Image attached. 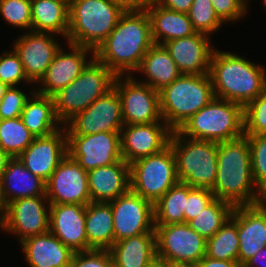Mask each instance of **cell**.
I'll return each instance as SVG.
<instances>
[{"mask_svg": "<svg viewBox=\"0 0 266 267\" xmlns=\"http://www.w3.org/2000/svg\"><path fill=\"white\" fill-rule=\"evenodd\" d=\"M154 44L146 10L125 11L109 36L96 48L94 57L117 76L132 75Z\"/></svg>", "mask_w": 266, "mask_h": 267, "instance_id": "6da1fadb", "label": "cell"}, {"mask_svg": "<svg viewBox=\"0 0 266 267\" xmlns=\"http://www.w3.org/2000/svg\"><path fill=\"white\" fill-rule=\"evenodd\" d=\"M211 191L215 198L233 207L252 206L266 200L253 181L247 135L218 142L217 178Z\"/></svg>", "mask_w": 266, "mask_h": 267, "instance_id": "7a4b0ae2", "label": "cell"}, {"mask_svg": "<svg viewBox=\"0 0 266 267\" xmlns=\"http://www.w3.org/2000/svg\"><path fill=\"white\" fill-rule=\"evenodd\" d=\"M209 75L215 97L243 107L255 100L266 86V71L262 65L216 48L211 56Z\"/></svg>", "mask_w": 266, "mask_h": 267, "instance_id": "3957f363", "label": "cell"}, {"mask_svg": "<svg viewBox=\"0 0 266 267\" xmlns=\"http://www.w3.org/2000/svg\"><path fill=\"white\" fill-rule=\"evenodd\" d=\"M215 97L209 73L181 74L159 91L162 119L173 130H179L195 113Z\"/></svg>", "mask_w": 266, "mask_h": 267, "instance_id": "277c9868", "label": "cell"}, {"mask_svg": "<svg viewBox=\"0 0 266 267\" xmlns=\"http://www.w3.org/2000/svg\"><path fill=\"white\" fill-rule=\"evenodd\" d=\"M117 75L92 55L81 74L52 95L55 113L63 126L76 114L114 88Z\"/></svg>", "mask_w": 266, "mask_h": 267, "instance_id": "5b68a950", "label": "cell"}, {"mask_svg": "<svg viewBox=\"0 0 266 267\" xmlns=\"http://www.w3.org/2000/svg\"><path fill=\"white\" fill-rule=\"evenodd\" d=\"M125 11L111 0H73L66 41L94 51L109 36Z\"/></svg>", "mask_w": 266, "mask_h": 267, "instance_id": "8992f818", "label": "cell"}, {"mask_svg": "<svg viewBox=\"0 0 266 267\" xmlns=\"http://www.w3.org/2000/svg\"><path fill=\"white\" fill-rule=\"evenodd\" d=\"M190 139L223 142L244 134V107L214 97L178 130Z\"/></svg>", "mask_w": 266, "mask_h": 267, "instance_id": "52a82bcc", "label": "cell"}, {"mask_svg": "<svg viewBox=\"0 0 266 267\" xmlns=\"http://www.w3.org/2000/svg\"><path fill=\"white\" fill-rule=\"evenodd\" d=\"M169 144L175 154L179 182L211 190L217 178L218 142L190 139L176 130Z\"/></svg>", "mask_w": 266, "mask_h": 267, "instance_id": "ba28073f", "label": "cell"}, {"mask_svg": "<svg viewBox=\"0 0 266 267\" xmlns=\"http://www.w3.org/2000/svg\"><path fill=\"white\" fill-rule=\"evenodd\" d=\"M130 166V190L155 203L179 182L176 158L170 144L158 153L140 158Z\"/></svg>", "mask_w": 266, "mask_h": 267, "instance_id": "9c48e42d", "label": "cell"}, {"mask_svg": "<svg viewBox=\"0 0 266 267\" xmlns=\"http://www.w3.org/2000/svg\"><path fill=\"white\" fill-rule=\"evenodd\" d=\"M124 76H117L114 83L121 99L124 125L165 122L160 112L159 91L137 81L133 75L123 79Z\"/></svg>", "mask_w": 266, "mask_h": 267, "instance_id": "30bf717a", "label": "cell"}, {"mask_svg": "<svg viewBox=\"0 0 266 267\" xmlns=\"http://www.w3.org/2000/svg\"><path fill=\"white\" fill-rule=\"evenodd\" d=\"M123 126L121 99L115 88L98 98L64 125L66 135L121 133Z\"/></svg>", "mask_w": 266, "mask_h": 267, "instance_id": "8fae6325", "label": "cell"}, {"mask_svg": "<svg viewBox=\"0 0 266 267\" xmlns=\"http://www.w3.org/2000/svg\"><path fill=\"white\" fill-rule=\"evenodd\" d=\"M68 155L86 171L121 161V135L99 132L90 135H67Z\"/></svg>", "mask_w": 266, "mask_h": 267, "instance_id": "7c38bea8", "label": "cell"}, {"mask_svg": "<svg viewBox=\"0 0 266 267\" xmlns=\"http://www.w3.org/2000/svg\"><path fill=\"white\" fill-rule=\"evenodd\" d=\"M157 257L169 262L198 263L206 252V239L187 223L155 225Z\"/></svg>", "mask_w": 266, "mask_h": 267, "instance_id": "4fadbf2b", "label": "cell"}, {"mask_svg": "<svg viewBox=\"0 0 266 267\" xmlns=\"http://www.w3.org/2000/svg\"><path fill=\"white\" fill-rule=\"evenodd\" d=\"M115 242L143 233H156L154 204L129 190L109 202Z\"/></svg>", "mask_w": 266, "mask_h": 267, "instance_id": "5bb4252c", "label": "cell"}, {"mask_svg": "<svg viewBox=\"0 0 266 267\" xmlns=\"http://www.w3.org/2000/svg\"><path fill=\"white\" fill-rule=\"evenodd\" d=\"M49 204H81L91 202L87 171L69 155L59 163L45 182Z\"/></svg>", "mask_w": 266, "mask_h": 267, "instance_id": "9a60e30c", "label": "cell"}, {"mask_svg": "<svg viewBox=\"0 0 266 267\" xmlns=\"http://www.w3.org/2000/svg\"><path fill=\"white\" fill-rule=\"evenodd\" d=\"M49 208L47 196L16 199L8 203L1 229L17 235L20 242L28 237L47 233L49 232Z\"/></svg>", "mask_w": 266, "mask_h": 267, "instance_id": "2e32d148", "label": "cell"}, {"mask_svg": "<svg viewBox=\"0 0 266 267\" xmlns=\"http://www.w3.org/2000/svg\"><path fill=\"white\" fill-rule=\"evenodd\" d=\"M172 132L166 122L124 125L120 133L123 160L131 164L160 152L169 145Z\"/></svg>", "mask_w": 266, "mask_h": 267, "instance_id": "e0dca14e", "label": "cell"}, {"mask_svg": "<svg viewBox=\"0 0 266 267\" xmlns=\"http://www.w3.org/2000/svg\"><path fill=\"white\" fill-rule=\"evenodd\" d=\"M59 129L44 137H35L33 142L17 157L33 174L45 182L59 163L68 155L67 135Z\"/></svg>", "mask_w": 266, "mask_h": 267, "instance_id": "ac0fdd59", "label": "cell"}, {"mask_svg": "<svg viewBox=\"0 0 266 267\" xmlns=\"http://www.w3.org/2000/svg\"><path fill=\"white\" fill-rule=\"evenodd\" d=\"M52 33L28 31L14 41V50L24 66L26 77L38 83L61 47Z\"/></svg>", "mask_w": 266, "mask_h": 267, "instance_id": "d6986e66", "label": "cell"}, {"mask_svg": "<svg viewBox=\"0 0 266 267\" xmlns=\"http://www.w3.org/2000/svg\"><path fill=\"white\" fill-rule=\"evenodd\" d=\"M68 46L71 49L69 53H64L65 51L61 47L58 49L45 75L39 81L42 85L41 88H37L36 92L52 96L58 90L65 88L81 74L90 62L87 60V54L92 52L94 55V50L89 47L69 42Z\"/></svg>", "mask_w": 266, "mask_h": 267, "instance_id": "ffe728a7", "label": "cell"}, {"mask_svg": "<svg viewBox=\"0 0 266 267\" xmlns=\"http://www.w3.org/2000/svg\"><path fill=\"white\" fill-rule=\"evenodd\" d=\"M49 232L73 252L93 250L85 230L86 206L81 204H49Z\"/></svg>", "mask_w": 266, "mask_h": 267, "instance_id": "44dd1931", "label": "cell"}, {"mask_svg": "<svg viewBox=\"0 0 266 267\" xmlns=\"http://www.w3.org/2000/svg\"><path fill=\"white\" fill-rule=\"evenodd\" d=\"M209 35L195 34L165 42L163 45L170 53L181 74L202 75L209 73L211 56L215 49L210 46Z\"/></svg>", "mask_w": 266, "mask_h": 267, "instance_id": "7402d4cb", "label": "cell"}, {"mask_svg": "<svg viewBox=\"0 0 266 267\" xmlns=\"http://www.w3.org/2000/svg\"><path fill=\"white\" fill-rule=\"evenodd\" d=\"M238 263L242 266L266 246V200L252 206H237Z\"/></svg>", "mask_w": 266, "mask_h": 267, "instance_id": "603a6c76", "label": "cell"}, {"mask_svg": "<svg viewBox=\"0 0 266 267\" xmlns=\"http://www.w3.org/2000/svg\"><path fill=\"white\" fill-rule=\"evenodd\" d=\"M91 202L109 203L130 190V166L123 159L87 171Z\"/></svg>", "mask_w": 266, "mask_h": 267, "instance_id": "cb8c5ba5", "label": "cell"}, {"mask_svg": "<svg viewBox=\"0 0 266 267\" xmlns=\"http://www.w3.org/2000/svg\"><path fill=\"white\" fill-rule=\"evenodd\" d=\"M29 267H69L74 252L51 232L20 242Z\"/></svg>", "mask_w": 266, "mask_h": 267, "instance_id": "d4e9b609", "label": "cell"}, {"mask_svg": "<svg viewBox=\"0 0 266 267\" xmlns=\"http://www.w3.org/2000/svg\"><path fill=\"white\" fill-rule=\"evenodd\" d=\"M146 11L151 21L154 44L163 45L167 41L189 37L196 33L186 13L165 8L156 1H153Z\"/></svg>", "mask_w": 266, "mask_h": 267, "instance_id": "484cf974", "label": "cell"}, {"mask_svg": "<svg viewBox=\"0 0 266 267\" xmlns=\"http://www.w3.org/2000/svg\"><path fill=\"white\" fill-rule=\"evenodd\" d=\"M114 267H147L157 256L156 233H143L115 242L109 249Z\"/></svg>", "mask_w": 266, "mask_h": 267, "instance_id": "4316f807", "label": "cell"}, {"mask_svg": "<svg viewBox=\"0 0 266 267\" xmlns=\"http://www.w3.org/2000/svg\"><path fill=\"white\" fill-rule=\"evenodd\" d=\"M1 182L7 203L19 198L46 196L45 181L29 171L17 157L8 161Z\"/></svg>", "mask_w": 266, "mask_h": 267, "instance_id": "83f0119b", "label": "cell"}, {"mask_svg": "<svg viewBox=\"0 0 266 267\" xmlns=\"http://www.w3.org/2000/svg\"><path fill=\"white\" fill-rule=\"evenodd\" d=\"M31 94L32 98L27 99L21 118L34 137L48 136L63 129L62 123L56 116L52 96L40 94L35 90Z\"/></svg>", "mask_w": 266, "mask_h": 267, "instance_id": "f1b7e54d", "label": "cell"}, {"mask_svg": "<svg viewBox=\"0 0 266 267\" xmlns=\"http://www.w3.org/2000/svg\"><path fill=\"white\" fill-rule=\"evenodd\" d=\"M136 71H141L140 73L148 78L142 83L157 91L171 84L181 75L168 50L160 44H153L150 47Z\"/></svg>", "mask_w": 266, "mask_h": 267, "instance_id": "f546056e", "label": "cell"}, {"mask_svg": "<svg viewBox=\"0 0 266 267\" xmlns=\"http://www.w3.org/2000/svg\"><path fill=\"white\" fill-rule=\"evenodd\" d=\"M85 230L92 249L108 250L115 243L110 203L90 202L86 205Z\"/></svg>", "mask_w": 266, "mask_h": 267, "instance_id": "4dcf8cb0", "label": "cell"}, {"mask_svg": "<svg viewBox=\"0 0 266 267\" xmlns=\"http://www.w3.org/2000/svg\"><path fill=\"white\" fill-rule=\"evenodd\" d=\"M31 31L60 34L66 39L69 5L60 0H31Z\"/></svg>", "mask_w": 266, "mask_h": 267, "instance_id": "1f68e13d", "label": "cell"}, {"mask_svg": "<svg viewBox=\"0 0 266 267\" xmlns=\"http://www.w3.org/2000/svg\"><path fill=\"white\" fill-rule=\"evenodd\" d=\"M238 252L237 207H234L231 217L211 238L206 240L205 256L216 260L238 262Z\"/></svg>", "mask_w": 266, "mask_h": 267, "instance_id": "d6a6232c", "label": "cell"}, {"mask_svg": "<svg viewBox=\"0 0 266 267\" xmlns=\"http://www.w3.org/2000/svg\"><path fill=\"white\" fill-rule=\"evenodd\" d=\"M188 184L178 182L154 203L155 225L184 223Z\"/></svg>", "mask_w": 266, "mask_h": 267, "instance_id": "836d02e7", "label": "cell"}, {"mask_svg": "<svg viewBox=\"0 0 266 267\" xmlns=\"http://www.w3.org/2000/svg\"><path fill=\"white\" fill-rule=\"evenodd\" d=\"M233 209L230 203L214 198L198 216L187 224L207 240L231 217Z\"/></svg>", "mask_w": 266, "mask_h": 267, "instance_id": "e575fe53", "label": "cell"}, {"mask_svg": "<svg viewBox=\"0 0 266 267\" xmlns=\"http://www.w3.org/2000/svg\"><path fill=\"white\" fill-rule=\"evenodd\" d=\"M34 139L21 117L0 119V149L11 158L18 157Z\"/></svg>", "mask_w": 266, "mask_h": 267, "instance_id": "d590c367", "label": "cell"}, {"mask_svg": "<svg viewBox=\"0 0 266 267\" xmlns=\"http://www.w3.org/2000/svg\"><path fill=\"white\" fill-rule=\"evenodd\" d=\"M188 17L196 32L209 35L220 29L224 23L216 14L211 0H193Z\"/></svg>", "mask_w": 266, "mask_h": 267, "instance_id": "8d00e7d4", "label": "cell"}, {"mask_svg": "<svg viewBox=\"0 0 266 267\" xmlns=\"http://www.w3.org/2000/svg\"><path fill=\"white\" fill-rule=\"evenodd\" d=\"M247 136L250 144L253 181L258 191L266 198V134Z\"/></svg>", "mask_w": 266, "mask_h": 267, "instance_id": "74e56055", "label": "cell"}, {"mask_svg": "<svg viewBox=\"0 0 266 267\" xmlns=\"http://www.w3.org/2000/svg\"><path fill=\"white\" fill-rule=\"evenodd\" d=\"M244 134H266V86L255 100L244 107Z\"/></svg>", "mask_w": 266, "mask_h": 267, "instance_id": "f35d334b", "label": "cell"}, {"mask_svg": "<svg viewBox=\"0 0 266 267\" xmlns=\"http://www.w3.org/2000/svg\"><path fill=\"white\" fill-rule=\"evenodd\" d=\"M0 14L12 27L31 31V0H0Z\"/></svg>", "mask_w": 266, "mask_h": 267, "instance_id": "ab89813d", "label": "cell"}, {"mask_svg": "<svg viewBox=\"0 0 266 267\" xmlns=\"http://www.w3.org/2000/svg\"><path fill=\"white\" fill-rule=\"evenodd\" d=\"M0 81L9 87L19 85L21 81L31 83L15 50L6 51L0 55Z\"/></svg>", "mask_w": 266, "mask_h": 267, "instance_id": "60d3db41", "label": "cell"}, {"mask_svg": "<svg viewBox=\"0 0 266 267\" xmlns=\"http://www.w3.org/2000/svg\"><path fill=\"white\" fill-rule=\"evenodd\" d=\"M29 96L17 86H10L0 100V119L21 117L22 110Z\"/></svg>", "mask_w": 266, "mask_h": 267, "instance_id": "b9f144b4", "label": "cell"}, {"mask_svg": "<svg viewBox=\"0 0 266 267\" xmlns=\"http://www.w3.org/2000/svg\"><path fill=\"white\" fill-rule=\"evenodd\" d=\"M214 194L207 188H192L188 185L184 223L194 219L213 199Z\"/></svg>", "mask_w": 266, "mask_h": 267, "instance_id": "7bdbcfd3", "label": "cell"}, {"mask_svg": "<svg viewBox=\"0 0 266 267\" xmlns=\"http://www.w3.org/2000/svg\"><path fill=\"white\" fill-rule=\"evenodd\" d=\"M69 267H114L108 250L74 252Z\"/></svg>", "mask_w": 266, "mask_h": 267, "instance_id": "ee69618b", "label": "cell"}, {"mask_svg": "<svg viewBox=\"0 0 266 267\" xmlns=\"http://www.w3.org/2000/svg\"><path fill=\"white\" fill-rule=\"evenodd\" d=\"M211 3L223 22H235L248 12L246 0H211Z\"/></svg>", "mask_w": 266, "mask_h": 267, "instance_id": "f6af8a7d", "label": "cell"}, {"mask_svg": "<svg viewBox=\"0 0 266 267\" xmlns=\"http://www.w3.org/2000/svg\"><path fill=\"white\" fill-rule=\"evenodd\" d=\"M124 11H142L153 2L152 0H111Z\"/></svg>", "mask_w": 266, "mask_h": 267, "instance_id": "bcb514c9", "label": "cell"}, {"mask_svg": "<svg viewBox=\"0 0 266 267\" xmlns=\"http://www.w3.org/2000/svg\"><path fill=\"white\" fill-rule=\"evenodd\" d=\"M159 5L176 12L188 13L193 0H155Z\"/></svg>", "mask_w": 266, "mask_h": 267, "instance_id": "7dc6e473", "label": "cell"}, {"mask_svg": "<svg viewBox=\"0 0 266 267\" xmlns=\"http://www.w3.org/2000/svg\"><path fill=\"white\" fill-rule=\"evenodd\" d=\"M197 267H241L236 261L216 260L204 256L198 263Z\"/></svg>", "mask_w": 266, "mask_h": 267, "instance_id": "c3c4849f", "label": "cell"}, {"mask_svg": "<svg viewBox=\"0 0 266 267\" xmlns=\"http://www.w3.org/2000/svg\"><path fill=\"white\" fill-rule=\"evenodd\" d=\"M259 260H261L259 262ZM266 267V246L260 249L252 258L248 259L241 267Z\"/></svg>", "mask_w": 266, "mask_h": 267, "instance_id": "681fc988", "label": "cell"}, {"mask_svg": "<svg viewBox=\"0 0 266 267\" xmlns=\"http://www.w3.org/2000/svg\"><path fill=\"white\" fill-rule=\"evenodd\" d=\"M7 206H8V203L4 197L2 182L0 180V227L1 228L5 221Z\"/></svg>", "mask_w": 266, "mask_h": 267, "instance_id": "f907efd6", "label": "cell"}, {"mask_svg": "<svg viewBox=\"0 0 266 267\" xmlns=\"http://www.w3.org/2000/svg\"><path fill=\"white\" fill-rule=\"evenodd\" d=\"M10 159L11 157L2 149H0V180L2 179L3 173L6 169V165Z\"/></svg>", "mask_w": 266, "mask_h": 267, "instance_id": "816d5d0a", "label": "cell"}, {"mask_svg": "<svg viewBox=\"0 0 266 267\" xmlns=\"http://www.w3.org/2000/svg\"><path fill=\"white\" fill-rule=\"evenodd\" d=\"M147 267H170V262L156 256Z\"/></svg>", "mask_w": 266, "mask_h": 267, "instance_id": "f5cc1de1", "label": "cell"}, {"mask_svg": "<svg viewBox=\"0 0 266 267\" xmlns=\"http://www.w3.org/2000/svg\"><path fill=\"white\" fill-rule=\"evenodd\" d=\"M170 267H197L195 263L170 262Z\"/></svg>", "mask_w": 266, "mask_h": 267, "instance_id": "db71d44e", "label": "cell"}, {"mask_svg": "<svg viewBox=\"0 0 266 267\" xmlns=\"http://www.w3.org/2000/svg\"><path fill=\"white\" fill-rule=\"evenodd\" d=\"M8 87H9L8 85H6V84H4V83H2L0 81V100L4 96V94H5L6 90L8 89Z\"/></svg>", "mask_w": 266, "mask_h": 267, "instance_id": "11a10c76", "label": "cell"}, {"mask_svg": "<svg viewBox=\"0 0 266 267\" xmlns=\"http://www.w3.org/2000/svg\"><path fill=\"white\" fill-rule=\"evenodd\" d=\"M60 1L66 3L70 6L73 0H60Z\"/></svg>", "mask_w": 266, "mask_h": 267, "instance_id": "9f6ffc18", "label": "cell"}, {"mask_svg": "<svg viewBox=\"0 0 266 267\" xmlns=\"http://www.w3.org/2000/svg\"><path fill=\"white\" fill-rule=\"evenodd\" d=\"M263 4H265L264 6L266 7V0H263Z\"/></svg>", "mask_w": 266, "mask_h": 267, "instance_id": "6f0895ef", "label": "cell"}]
</instances>
